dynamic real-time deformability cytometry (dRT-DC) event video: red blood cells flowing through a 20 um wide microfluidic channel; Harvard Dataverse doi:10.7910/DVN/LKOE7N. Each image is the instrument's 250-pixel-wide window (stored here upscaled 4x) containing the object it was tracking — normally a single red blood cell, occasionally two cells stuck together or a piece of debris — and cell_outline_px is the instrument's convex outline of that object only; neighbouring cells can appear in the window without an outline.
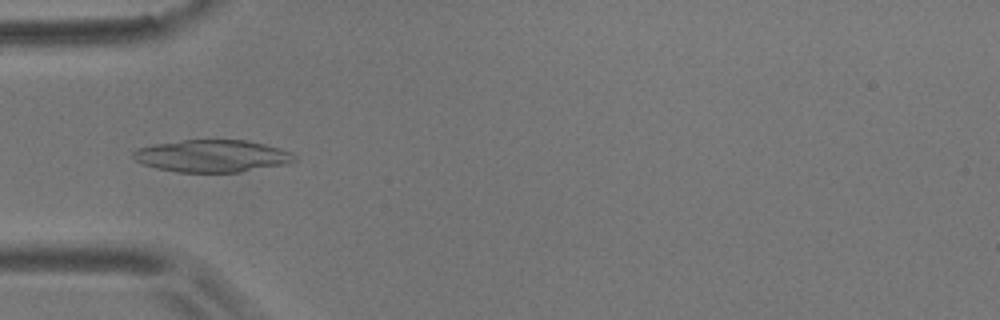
{"species": "common noctule bat (a hibernating species)", "species_latin": "Nyctalus noctula", "temperature_condition": "room temperature", "stored_images_in_passage": 5, "camera_frame_rate_fps": 3000, "um_per_image_px": 0.085, "animal": {"sex": "male", "body_mass_g": 17.9}, "frame": {"image": 1, "passage_image": 5, "time_ms": 1.333, "image_size_px": [1000, 320], "cell_outline_px": [[296, 160], [284, 164], [240, 172], [176, 172], [156, 168], [144, 164], [136, 160], [132, 156], [132, 152], [140, 148], [156, 144], [184, 140], [244, 140], [264, 144], [280, 148], [292, 152], [296, 156]], "centroid_in_image_um": [18.05, 13.26], "position_along_channel_um": 67.0, "area_um2": 30.06}}